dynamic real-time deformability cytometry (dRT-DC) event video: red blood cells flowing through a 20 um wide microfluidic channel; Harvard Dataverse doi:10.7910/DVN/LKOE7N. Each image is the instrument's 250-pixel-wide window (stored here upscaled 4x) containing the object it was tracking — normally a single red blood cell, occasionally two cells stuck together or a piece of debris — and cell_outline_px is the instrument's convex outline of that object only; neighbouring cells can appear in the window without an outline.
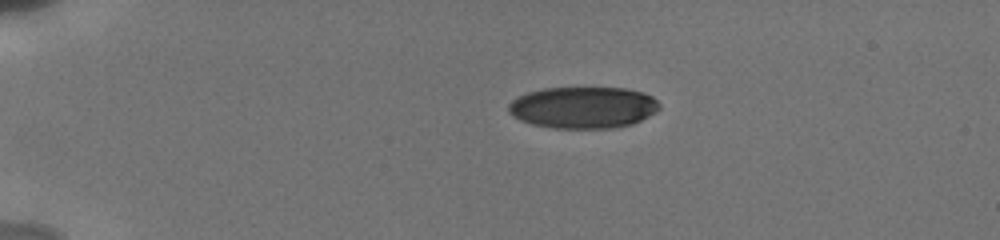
{"species": "human", "species_latin": "Homo sapiens", "temperature_condition": "cold", "stored_images_in_passage": 7, "camera_frame_rate_fps": 3000, "um_per_image_px": 0.085, "donor": {"sex": "male"}, "frame": {"image": 1, "passage_image": 1, "time_ms": 0.0, "image_size_px": [1000, 240], "cell_outline_px": [[660, 108], [656, 112], [632, 124], [616, 128], [552, 128], [532, 124], [520, 120], [512, 116], [508, 112], [508, 104], [512, 100], [528, 92], [544, 88], [628, 88], [644, 92], [652, 96], [660, 104]], "centroid_in_image_um": [49.58, 9.14], "position_along_channel_um": 35.4, "area_um2": 36.82}}
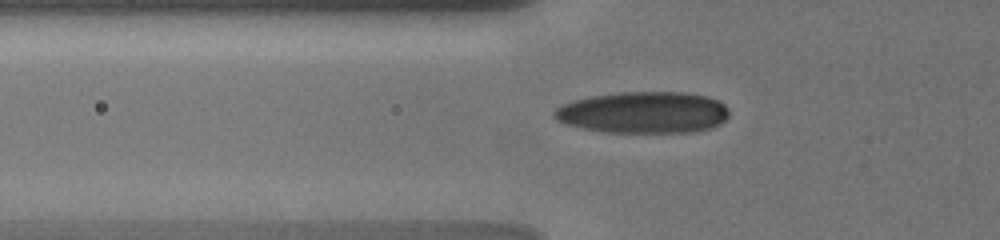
{"frame": {"image": 2, "passage_image": 6, "time_ms": 2.667, "image_size_px": [1000, 240], "cell_outline_px": [[728, 116], [720, 124], [712, 128], [692, 132], [600, 132], [580, 128], [556, 120], [552, 116], [552, 112], [556, 108], [572, 100], [592, 96], [620, 92], [688, 92], [708, 96], [724, 104], [728, 108]], "centroid_in_image_um": [54.69, 9.56], "position_along_channel_um": 71.1, "area_um2": 42.66}}